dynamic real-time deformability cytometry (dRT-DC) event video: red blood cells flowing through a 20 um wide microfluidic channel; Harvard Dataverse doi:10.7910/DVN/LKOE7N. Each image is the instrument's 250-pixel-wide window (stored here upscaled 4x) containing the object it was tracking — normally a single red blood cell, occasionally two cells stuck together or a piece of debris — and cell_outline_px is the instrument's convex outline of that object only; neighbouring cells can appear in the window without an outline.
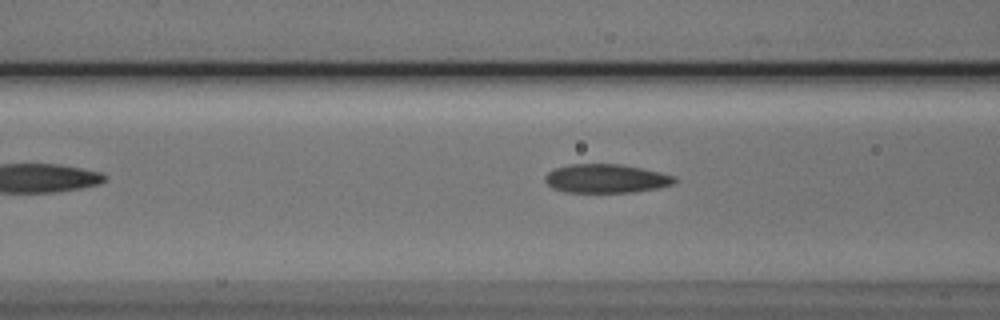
{"species": "Egyptian fruit bat (a non-hibernating species)", "species_latin": "Rousettus aegyptiacus", "temperature_condition": "cold", "stored_images_in_passage": 9, "camera_frame_rate_fps": 3000, "um_per_image_px": 0.085, "animal": {"sex": "male"}, "frame": {"image": 1, "passage_image": 8, "time_ms": 9.333, "image_size_px": [1000, 320], "cell_outline_px": [[676, 180], [672, 184], [656, 188], [632, 192], [564, 192], [552, 188], [544, 180], [544, 176], [548, 172], [556, 168], [572, 164], [620, 164], [660, 172], [676, 176]], "centroid_in_image_um": [51.49, 15.18], "position_along_channel_um": 115.1, "area_um2": 21.56}}